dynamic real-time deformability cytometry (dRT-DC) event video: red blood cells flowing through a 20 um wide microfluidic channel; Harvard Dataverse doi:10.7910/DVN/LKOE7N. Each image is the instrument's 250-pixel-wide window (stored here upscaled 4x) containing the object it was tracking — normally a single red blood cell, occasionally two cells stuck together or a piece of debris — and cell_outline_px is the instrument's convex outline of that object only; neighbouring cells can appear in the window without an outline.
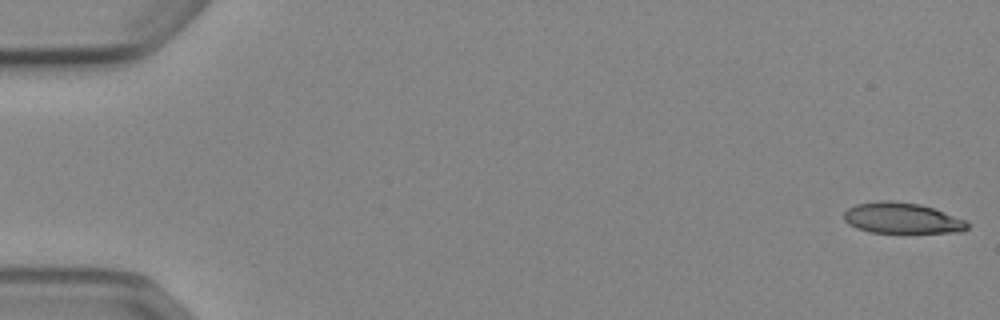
{"species": "Egyptian fruit bat (a non-hibernating species)", "species_latin": "Rousettus aegyptiacus", "temperature_condition": "cold", "stored_images_in_passage": 52, "camera_frame_rate_fps": 3000, "um_per_image_px": 0.085, "animal": {"sex": "female"}, "frame": {"image": 1, "passage_image": 1, "time_ms": 0.0, "image_size_px": [1000, 320], "cell_outline_px": [[968, 228], [964, 232], [868, 232], [856, 228], [848, 224], [844, 220], [844, 212], [848, 208], [856, 204], [880, 200], [884, 200], [920, 204], [932, 208], [964, 220], [968, 224]], "centroid_in_image_um": [76.62, 18.54], "position_along_channel_um": 8.4, "area_um2": 21.91}}
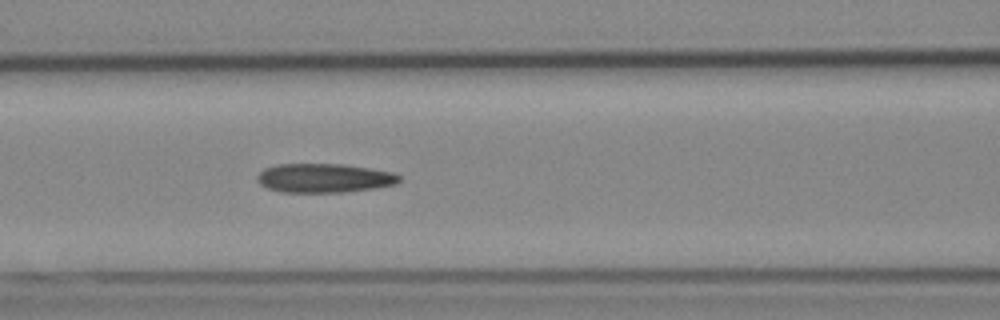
{"frame": {"image": 2, "passage_image": 23, "time_ms": 7.333, "image_size_px": [1000, 320], "cell_outline_px": [[400, 180], [396, 184], [372, 188], [344, 192], [280, 192], [268, 188], [260, 184], [256, 180], [256, 176], [264, 168], [276, 164], [344, 164], [392, 172], [400, 176]], "centroid_in_image_um": [27.51, 15.13], "position_along_channel_um": 139.1, "area_um2": 23.99}}
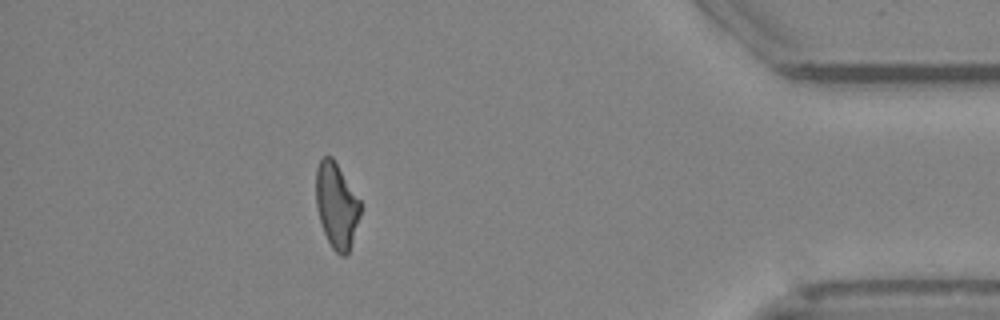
{"frame": {"image": 3, "passage_image": 47, "time_ms": 15.333, "image_size_px": [1000, 320], "cell_outline_px": [[360, 216], [348, 252], [344, 256], [340, 256], [332, 248], [324, 232], [316, 208], [316, 168], [320, 160], [324, 156], [332, 156], [360, 200]], "centroid_in_image_um": [28.59, 17.45], "position_along_channel_um": 406.6, "area_um2": 21.85}, "authors_computed_cell_mechanics": {"area_um2": 23.4668, "velocity_mm_per_s": 3.8882, "shape_relaxation_time_tau1_ms": null, "shape_relaxation_time_tau2_ms": 5.9874, "deformation_change_tau1": null, "deformation_change_tau2": 0.1799}}